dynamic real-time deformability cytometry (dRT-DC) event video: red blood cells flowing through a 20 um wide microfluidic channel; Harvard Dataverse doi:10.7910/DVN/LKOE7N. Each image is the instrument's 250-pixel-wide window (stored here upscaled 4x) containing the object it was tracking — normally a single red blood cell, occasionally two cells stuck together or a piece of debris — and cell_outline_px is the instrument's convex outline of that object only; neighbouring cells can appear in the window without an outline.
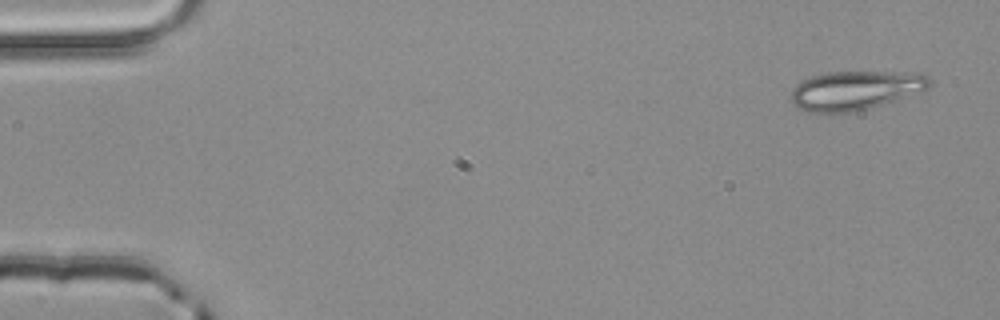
{"species": "common noctule bat (a hibernating species)", "species_latin": "Nyctalus noctula", "temperature_condition": "room temperature", "stored_images_in_passage": 3, "camera_frame_rate_fps": 3000, "um_per_image_px": 0.085, "animal": {"sex": "male", "body_mass_g": 20.4}, "frame": {"image": 1, "passage_image": 1, "time_ms": 0.0, "image_size_px": [1000, 320], "cell_outline_px": [[932, 80], [928, 88], [900, 100], [856, 112], [808, 112], [800, 108], [792, 100], [792, 88], [800, 80], [812, 76], [828, 72], [916, 72], [928, 76]], "centroid_in_image_um": [72.75, 7.67], "position_along_channel_um": 12.2, "area_um2": 31.73}}